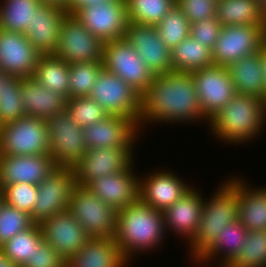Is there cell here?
<instances>
[{
    "instance_id": "cell-43",
    "label": "cell",
    "mask_w": 266,
    "mask_h": 267,
    "mask_svg": "<svg viewBox=\"0 0 266 267\" xmlns=\"http://www.w3.org/2000/svg\"><path fill=\"white\" fill-rule=\"evenodd\" d=\"M190 24L216 16L217 0H177Z\"/></svg>"
},
{
    "instance_id": "cell-11",
    "label": "cell",
    "mask_w": 266,
    "mask_h": 267,
    "mask_svg": "<svg viewBox=\"0 0 266 267\" xmlns=\"http://www.w3.org/2000/svg\"><path fill=\"white\" fill-rule=\"evenodd\" d=\"M103 42L123 39L128 24L125 0H107L78 8L73 14Z\"/></svg>"
},
{
    "instance_id": "cell-20",
    "label": "cell",
    "mask_w": 266,
    "mask_h": 267,
    "mask_svg": "<svg viewBox=\"0 0 266 267\" xmlns=\"http://www.w3.org/2000/svg\"><path fill=\"white\" fill-rule=\"evenodd\" d=\"M56 168L49 155H0V189L16 183L38 186Z\"/></svg>"
},
{
    "instance_id": "cell-5",
    "label": "cell",
    "mask_w": 266,
    "mask_h": 267,
    "mask_svg": "<svg viewBox=\"0 0 266 267\" xmlns=\"http://www.w3.org/2000/svg\"><path fill=\"white\" fill-rule=\"evenodd\" d=\"M49 133V156L57 168L74 167L85 156L83 128L65 111L45 120Z\"/></svg>"
},
{
    "instance_id": "cell-4",
    "label": "cell",
    "mask_w": 266,
    "mask_h": 267,
    "mask_svg": "<svg viewBox=\"0 0 266 267\" xmlns=\"http://www.w3.org/2000/svg\"><path fill=\"white\" fill-rule=\"evenodd\" d=\"M214 196L204 200L196 235L189 242L190 253L196 260L215 242L226 225L238 219V194L235 184L228 179Z\"/></svg>"
},
{
    "instance_id": "cell-24",
    "label": "cell",
    "mask_w": 266,
    "mask_h": 267,
    "mask_svg": "<svg viewBox=\"0 0 266 267\" xmlns=\"http://www.w3.org/2000/svg\"><path fill=\"white\" fill-rule=\"evenodd\" d=\"M203 203L204 199L195 188L189 189L172 206L163 211L165 230L175 231L190 242L198 230Z\"/></svg>"
},
{
    "instance_id": "cell-12",
    "label": "cell",
    "mask_w": 266,
    "mask_h": 267,
    "mask_svg": "<svg viewBox=\"0 0 266 267\" xmlns=\"http://www.w3.org/2000/svg\"><path fill=\"white\" fill-rule=\"evenodd\" d=\"M265 38V27L222 26L219 38L212 50L214 65L228 67L244 56L259 52Z\"/></svg>"
},
{
    "instance_id": "cell-44",
    "label": "cell",
    "mask_w": 266,
    "mask_h": 267,
    "mask_svg": "<svg viewBox=\"0 0 266 267\" xmlns=\"http://www.w3.org/2000/svg\"><path fill=\"white\" fill-rule=\"evenodd\" d=\"M221 28L222 25L216 17H209L202 21L192 23L190 27V36L213 50L215 43L219 38Z\"/></svg>"
},
{
    "instance_id": "cell-41",
    "label": "cell",
    "mask_w": 266,
    "mask_h": 267,
    "mask_svg": "<svg viewBox=\"0 0 266 267\" xmlns=\"http://www.w3.org/2000/svg\"><path fill=\"white\" fill-rule=\"evenodd\" d=\"M66 112L82 128L103 120L108 113L89 97L67 99Z\"/></svg>"
},
{
    "instance_id": "cell-21",
    "label": "cell",
    "mask_w": 266,
    "mask_h": 267,
    "mask_svg": "<svg viewBox=\"0 0 266 267\" xmlns=\"http://www.w3.org/2000/svg\"><path fill=\"white\" fill-rule=\"evenodd\" d=\"M132 166L133 163L126 170L97 178L87 187L116 211L122 210L139 200V176L132 172Z\"/></svg>"
},
{
    "instance_id": "cell-40",
    "label": "cell",
    "mask_w": 266,
    "mask_h": 267,
    "mask_svg": "<svg viewBox=\"0 0 266 267\" xmlns=\"http://www.w3.org/2000/svg\"><path fill=\"white\" fill-rule=\"evenodd\" d=\"M34 224L28 213L2 201L0 204V246Z\"/></svg>"
},
{
    "instance_id": "cell-27",
    "label": "cell",
    "mask_w": 266,
    "mask_h": 267,
    "mask_svg": "<svg viewBox=\"0 0 266 267\" xmlns=\"http://www.w3.org/2000/svg\"><path fill=\"white\" fill-rule=\"evenodd\" d=\"M237 94L252 95L266 101L261 52L244 56L228 67Z\"/></svg>"
},
{
    "instance_id": "cell-19",
    "label": "cell",
    "mask_w": 266,
    "mask_h": 267,
    "mask_svg": "<svg viewBox=\"0 0 266 267\" xmlns=\"http://www.w3.org/2000/svg\"><path fill=\"white\" fill-rule=\"evenodd\" d=\"M139 126L130 118L108 115L97 123L83 128V136L87 149L105 147L132 149Z\"/></svg>"
},
{
    "instance_id": "cell-26",
    "label": "cell",
    "mask_w": 266,
    "mask_h": 267,
    "mask_svg": "<svg viewBox=\"0 0 266 267\" xmlns=\"http://www.w3.org/2000/svg\"><path fill=\"white\" fill-rule=\"evenodd\" d=\"M21 96L27 117L46 120L66 111L67 98L50 91L33 77L21 78Z\"/></svg>"
},
{
    "instance_id": "cell-16",
    "label": "cell",
    "mask_w": 266,
    "mask_h": 267,
    "mask_svg": "<svg viewBox=\"0 0 266 267\" xmlns=\"http://www.w3.org/2000/svg\"><path fill=\"white\" fill-rule=\"evenodd\" d=\"M133 150L112 147L88 149L74 167L76 185L87 187L97 178L126 170L134 163Z\"/></svg>"
},
{
    "instance_id": "cell-23",
    "label": "cell",
    "mask_w": 266,
    "mask_h": 267,
    "mask_svg": "<svg viewBox=\"0 0 266 267\" xmlns=\"http://www.w3.org/2000/svg\"><path fill=\"white\" fill-rule=\"evenodd\" d=\"M191 188L172 172L156 171L139 178V200L163 212Z\"/></svg>"
},
{
    "instance_id": "cell-9",
    "label": "cell",
    "mask_w": 266,
    "mask_h": 267,
    "mask_svg": "<svg viewBox=\"0 0 266 267\" xmlns=\"http://www.w3.org/2000/svg\"><path fill=\"white\" fill-rule=\"evenodd\" d=\"M88 97L108 115L130 118L139 126L141 95L117 75L103 69Z\"/></svg>"
},
{
    "instance_id": "cell-8",
    "label": "cell",
    "mask_w": 266,
    "mask_h": 267,
    "mask_svg": "<svg viewBox=\"0 0 266 267\" xmlns=\"http://www.w3.org/2000/svg\"><path fill=\"white\" fill-rule=\"evenodd\" d=\"M68 210L90 237L113 238L117 211L94 195L88 187L73 188Z\"/></svg>"
},
{
    "instance_id": "cell-48",
    "label": "cell",
    "mask_w": 266,
    "mask_h": 267,
    "mask_svg": "<svg viewBox=\"0 0 266 267\" xmlns=\"http://www.w3.org/2000/svg\"><path fill=\"white\" fill-rule=\"evenodd\" d=\"M260 52L262 55L264 81L266 84V38H265L264 42L262 43V46L260 48Z\"/></svg>"
},
{
    "instance_id": "cell-38",
    "label": "cell",
    "mask_w": 266,
    "mask_h": 267,
    "mask_svg": "<svg viewBox=\"0 0 266 267\" xmlns=\"http://www.w3.org/2000/svg\"><path fill=\"white\" fill-rule=\"evenodd\" d=\"M191 24L177 4L156 25L159 36L170 50L190 36Z\"/></svg>"
},
{
    "instance_id": "cell-22",
    "label": "cell",
    "mask_w": 266,
    "mask_h": 267,
    "mask_svg": "<svg viewBox=\"0 0 266 267\" xmlns=\"http://www.w3.org/2000/svg\"><path fill=\"white\" fill-rule=\"evenodd\" d=\"M68 11L58 5L42 4L33 13L26 37L41 55L53 54L60 35L61 24Z\"/></svg>"
},
{
    "instance_id": "cell-47",
    "label": "cell",
    "mask_w": 266,
    "mask_h": 267,
    "mask_svg": "<svg viewBox=\"0 0 266 267\" xmlns=\"http://www.w3.org/2000/svg\"><path fill=\"white\" fill-rule=\"evenodd\" d=\"M0 267H19L0 251Z\"/></svg>"
},
{
    "instance_id": "cell-13",
    "label": "cell",
    "mask_w": 266,
    "mask_h": 267,
    "mask_svg": "<svg viewBox=\"0 0 266 267\" xmlns=\"http://www.w3.org/2000/svg\"><path fill=\"white\" fill-rule=\"evenodd\" d=\"M76 186L75 171L69 168H56L38 186V197L31 213L32 221H41L65 211Z\"/></svg>"
},
{
    "instance_id": "cell-7",
    "label": "cell",
    "mask_w": 266,
    "mask_h": 267,
    "mask_svg": "<svg viewBox=\"0 0 266 267\" xmlns=\"http://www.w3.org/2000/svg\"><path fill=\"white\" fill-rule=\"evenodd\" d=\"M104 42L94 36L75 16L67 14L60 28L53 56L70 64L102 63Z\"/></svg>"
},
{
    "instance_id": "cell-10",
    "label": "cell",
    "mask_w": 266,
    "mask_h": 267,
    "mask_svg": "<svg viewBox=\"0 0 266 267\" xmlns=\"http://www.w3.org/2000/svg\"><path fill=\"white\" fill-rule=\"evenodd\" d=\"M103 69L135 89L140 95L153 81L154 75L125 38L104 42Z\"/></svg>"
},
{
    "instance_id": "cell-25",
    "label": "cell",
    "mask_w": 266,
    "mask_h": 267,
    "mask_svg": "<svg viewBox=\"0 0 266 267\" xmlns=\"http://www.w3.org/2000/svg\"><path fill=\"white\" fill-rule=\"evenodd\" d=\"M128 261L116 241L90 237L84 246L65 260V267H127Z\"/></svg>"
},
{
    "instance_id": "cell-49",
    "label": "cell",
    "mask_w": 266,
    "mask_h": 267,
    "mask_svg": "<svg viewBox=\"0 0 266 267\" xmlns=\"http://www.w3.org/2000/svg\"><path fill=\"white\" fill-rule=\"evenodd\" d=\"M44 4H54L66 8L69 0H40Z\"/></svg>"
},
{
    "instance_id": "cell-28",
    "label": "cell",
    "mask_w": 266,
    "mask_h": 267,
    "mask_svg": "<svg viewBox=\"0 0 266 267\" xmlns=\"http://www.w3.org/2000/svg\"><path fill=\"white\" fill-rule=\"evenodd\" d=\"M230 180L238 194V220L248 231L266 230V188H248L241 178Z\"/></svg>"
},
{
    "instance_id": "cell-34",
    "label": "cell",
    "mask_w": 266,
    "mask_h": 267,
    "mask_svg": "<svg viewBox=\"0 0 266 267\" xmlns=\"http://www.w3.org/2000/svg\"><path fill=\"white\" fill-rule=\"evenodd\" d=\"M128 22L156 26L177 0H125Z\"/></svg>"
},
{
    "instance_id": "cell-2",
    "label": "cell",
    "mask_w": 266,
    "mask_h": 267,
    "mask_svg": "<svg viewBox=\"0 0 266 267\" xmlns=\"http://www.w3.org/2000/svg\"><path fill=\"white\" fill-rule=\"evenodd\" d=\"M165 231L163 212L138 200L117 211L113 239L129 262L132 253L147 252L158 246Z\"/></svg>"
},
{
    "instance_id": "cell-30",
    "label": "cell",
    "mask_w": 266,
    "mask_h": 267,
    "mask_svg": "<svg viewBox=\"0 0 266 267\" xmlns=\"http://www.w3.org/2000/svg\"><path fill=\"white\" fill-rule=\"evenodd\" d=\"M247 233L248 230L238 219L229 223L220 234H217L215 242L197 259L198 264L214 261L213 259L220 254L222 264L220 263L219 267H226L239 253Z\"/></svg>"
},
{
    "instance_id": "cell-15",
    "label": "cell",
    "mask_w": 266,
    "mask_h": 267,
    "mask_svg": "<svg viewBox=\"0 0 266 267\" xmlns=\"http://www.w3.org/2000/svg\"><path fill=\"white\" fill-rule=\"evenodd\" d=\"M124 38L153 75L173 72L171 50L162 41L156 26L128 22Z\"/></svg>"
},
{
    "instance_id": "cell-17",
    "label": "cell",
    "mask_w": 266,
    "mask_h": 267,
    "mask_svg": "<svg viewBox=\"0 0 266 267\" xmlns=\"http://www.w3.org/2000/svg\"><path fill=\"white\" fill-rule=\"evenodd\" d=\"M41 53L23 33L0 29V70L10 77H33Z\"/></svg>"
},
{
    "instance_id": "cell-14",
    "label": "cell",
    "mask_w": 266,
    "mask_h": 267,
    "mask_svg": "<svg viewBox=\"0 0 266 267\" xmlns=\"http://www.w3.org/2000/svg\"><path fill=\"white\" fill-rule=\"evenodd\" d=\"M203 115L209 120L237 94L227 67L212 65L191 72Z\"/></svg>"
},
{
    "instance_id": "cell-50",
    "label": "cell",
    "mask_w": 266,
    "mask_h": 267,
    "mask_svg": "<svg viewBox=\"0 0 266 267\" xmlns=\"http://www.w3.org/2000/svg\"><path fill=\"white\" fill-rule=\"evenodd\" d=\"M259 4L260 9L266 15V0H256Z\"/></svg>"
},
{
    "instance_id": "cell-29",
    "label": "cell",
    "mask_w": 266,
    "mask_h": 267,
    "mask_svg": "<svg viewBox=\"0 0 266 267\" xmlns=\"http://www.w3.org/2000/svg\"><path fill=\"white\" fill-rule=\"evenodd\" d=\"M215 17L222 26L256 25L266 28V15L256 0H217Z\"/></svg>"
},
{
    "instance_id": "cell-37",
    "label": "cell",
    "mask_w": 266,
    "mask_h": 267,
    "mask_svg": "<svg viewBox=\"0 0 266 267\" xmlns=\"http://www.w3.org/2000/svg\"><path fill=\"white\" fill-rule=\"evenodd\" d=\"M226 267H266V230L248 231L239 253Z\"/></svg>"
},
{
    "instance_id": "cell-35",
    "label": "cell",
    "mask_w": 266,
    "mask_h": 267,
    "mask_svg": "<svg viewBox=\"0 0 266 267\" xmlns=\"http://www.w3.org/2000/svg\"><path fill=\"white\" fill-rule=\"evenodd\" d=\"M42 232L38 224L16 234L0 246V251L13 263L22 267L42 242Z\"/></svg>"
},
{
    "instance_id": "cell-39",
    "label": "cell",
    "mask_w": 266,
    "mask_h": 267,
    "mask_svg": "<svg viewBox=\"0 0 266 267\" xmlns=\"http://www.w3.org/2000/svg\"><path fill=\"white\" fill-rule=\"evenodd\" d=\"M103 70L102 63H78L69 65L70 98L88 97Z\"/></svg>"
},
{
    "instance_id": "cell-18",
    "label": "cell",
    "mask_w": 266,
    "mask_h": 267,
    "mask_svg": "<svg viewBox=\"0 0 266 267\" xmlns=\"http://www.w3.org/2000/svg\"><path fill=\"white\" fill-rule=\"evenodd\" d=\"M38 225L43 240L65 260L76 254L90 238L68 209L41 221Z\"/></svg>"
},
{
    "instance_id": "cell-3",
    "label": "cell",
    "mask_w": 266,
    "mask_h": 267,
    "mask_svg": "<svg viewBox=\"0 0 266 267\" xmlns=\"http://www.w3.org/2000/svg\"><path fill=\"white\" fill-rule=\"evenodd\" d=\"M266 117V101L252 95L236 94L209 119L214 136L224 142L243 143L261 132Z\"/></svg>"
},
{
    "instance_id": "cell-31",
    "label": "cell",
    "mask_w": 266,
    "mask_h": 267,
    "mask_svg": "<svg viewBox=\"0 0 266 267\" xmlns=\"http://www.w3.org/2000/svg\"><path fill=\"white\" fill-rule=\"evenodd\" d=\"M171 55L172 68L176 72L191 73L214 65L212 50L191 36L172 49Z\"/></svg>"
},
{
    "instance_id": "cell-51",
    "label": "cell",
    "mask_w": 266,
    "mask_h": 267,
    "mask_svg": "<svg viewBox=\"0 0 266 267\" xmlns=\"http://www.w3.org/2000/svg\"><path fill=\"white\" fill-rule=\"evenodd\" d=\"M6 75L0 70V85H1V81L3 80V78L5 77Z\"/></svg>"
},
{
    "instance_id": "cell-42",
    "label": "cell",
    "mask_w": 266,
    "mask_h": 267,
    "mask_svg": "<svg viewBox=\"0 0 266 267\" xmlns=\"http://www.w3.org/2000/svg\"><path fill=\"white\" fill-rule=\"evenodd\" d=\"M0 190L4 203L31 215L38 197L37 185L16 183L3 186Z\"/></svg>"
},
{
    "instance_id": "cell-36",
    "label": "cell",
    "mask_w": 266,
    "mask_h": 267,
    "mask_svg": "<svg viewBox=\"0 0 266 267\" xmlns=\"http://www.w3.org/2000/svg\"><path fill=\"white\" fill-rule=\"evenodd\" d=\"M25 116L21 96V78L5 76L0 85V126Z\"/></svg>"
},
{
    "instance_id": "cell-45",
    "label": "cell",
    "mask_w": 266,
    "mask_h": 267,
    "mask_svg": "<svg viewBox=\"0 0 266 267\" xmlns=\"http://www.w3.org/2000/svg\"><path fill=\"white\" fill-rule=\"evenodd\" d=\"M22 267H65V259L46 241H43Z\"/></svg>"
},
{
    "instance_id": "cell-32",
    "label": "cell",
    "mask_w": 266,
    "mask_h": 267,
    "mask_svg": "<svg viewBox=\"0 0 266 267\" xmlns=\"http://www.w3.org/2000/svg\"><path fill=\"white\" fill-rule=\"evenodd\" d=\"M69 64L52 54L39 57L33 78L54 93L70 98Z\"/></svg>"
},
{
    "instance_id": "cell-6",
    "label": "cell",
    "mask_w": 266,
    "mask_h": 267,
    "mask_svg": "<svg viewBox=\"0 0 266 267\" xmlns=\"http://www.w3.org/2000/svg\"><path fill=\"white\" fill-rule=\"evenodd\" d=\"M45 120L22 117L0 126V155H49Z\"/></svg>"
},
{
    "instance_id": "cell-52",
    "label": "cell",
    "mask_w": 266,
    "mask_h": 267,
    "mask_svg": "<svg viewBox=\"0 0 266 267\" xmlns=\"http://www.w3.org/2000/svg\"><path fill=\"white\" fill-rule=\"evenodd\" d=\"M2 202V194H1V190H0V204Z\"/></svg>"
},
{
    "instance_id": "cell-33",
    "label": "cell",
    "mask_w": 266,
    "mask_h": 267,
    "mask_svg": "<svg viewBox=\"0 0 266 267\" xmlns=\"http://www.w3.org/2000/svg\"><path fill=\"white\" fill-rule=\"evenodd\" d=\"M40 0H4L0 5V29L26 34Z\"/></svg>"
},
{
    "instance_id": "cell-46",
    "label": "cell",
    "mask_w": 266,
    "mask_h": 267,
    "mask_svg": "<svg viewBox=\"0 0 266 267\" xmlns=\"http://www.w3.org/2000/svg\"><path fill=\"white\" fill-rule=\"evenodd\" d=\"M104 1L107 0H69L65 9L68 11V14H73L78 8L98 4Z\"/></svg>"
},
{
    "instance_id": "cell-1",
    "label": "cell",
    "mask_w": 266,
    "mask_h": 267,
    "mask_svg": "<svg viewBox=\"0 0 266 267\" xmlns=\"http://www.w3.org/2000/svg\"><path fill=\"white\" fill-rule=\"evenodd\" d=\"M209 121L201 110L191 73L168 72L154 75L141 95L139 129L145 122ZM161 121V122H160Z\"/></svg>"
}]
</instances>
